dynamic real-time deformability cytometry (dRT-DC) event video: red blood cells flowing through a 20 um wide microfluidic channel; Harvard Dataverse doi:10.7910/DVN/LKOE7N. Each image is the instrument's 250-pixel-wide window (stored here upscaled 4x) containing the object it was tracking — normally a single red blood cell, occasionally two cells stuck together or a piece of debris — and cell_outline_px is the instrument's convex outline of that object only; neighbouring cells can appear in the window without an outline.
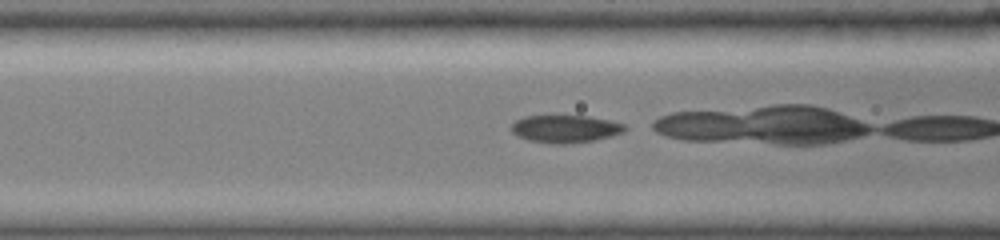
{"species": "common noctule bat (a hibernating species)", "species_latin": "Nyctalus noctula", "temperature_condition": "cold", "stored_images_in_passage": 21, "camera_frame_rate_fps": 3000, "um_per_image_px": 0.085, "animal": {"sex": "female", "body_mass_g": 19.0, "forearm_length_mm": 51.5}, "frame": {"image": 1, "passage_image": 15, "time_ms": 5.0, "image_size_px": [1000, 240], "cell_outline_px": [[628, 128], [624, 132], [612, 136], [592, 140], [564, 144], [560, 144], [532, 140], [520, 136], [512, 132], [512, 124], [516, 120], [528, 116], [588, 116], [608, 120], [624, 124]], "centroid_in_image_um": [48.11, 10.94], "position_along_channel_um": 118.5, "area_um2": 17.8}}